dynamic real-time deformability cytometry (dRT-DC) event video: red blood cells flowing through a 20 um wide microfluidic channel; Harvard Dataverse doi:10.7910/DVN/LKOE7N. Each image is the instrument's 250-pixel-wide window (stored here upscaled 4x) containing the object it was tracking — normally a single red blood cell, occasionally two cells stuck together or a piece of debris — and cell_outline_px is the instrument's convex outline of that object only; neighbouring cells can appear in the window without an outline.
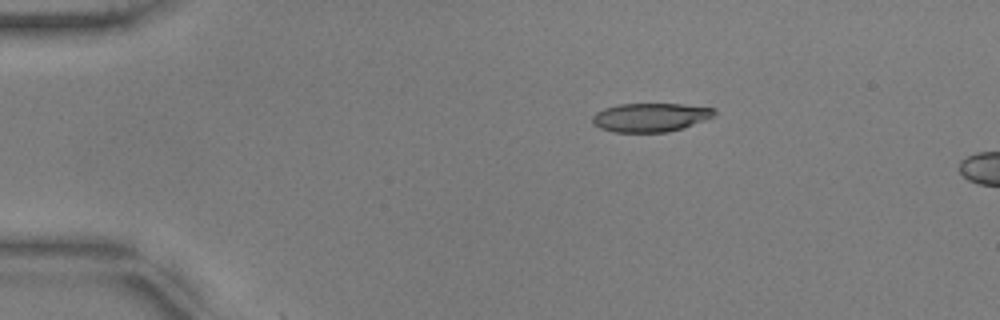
{"species": "common noctule bat (a hibernating species)", "species_latin": "Nyctalus noctula", "temperature_condition": "warm", "stored_images_in_passage": 5, "camera_frame_rate_fps": 3000, "um_per_image_px": 0.085, "animal": {"sex": "male", "body_mass_g": 17.9, "forearm_length_mm": 54.2}, "frame": {"image": 1, "passage_image": 1, "time_ms": 0.0, "image_size_px": [1000, 320], "cell_outline_px": [[716, 116], [668, 132], [612, 132], [600, 128], [592, 124], [592, 116], [596, 112], [604, 108], [620, 104], [684, 104], [716, 108]], "centroid_in_image_um": [55.27, 9.97], "position_along_channel_um": 29.7, "area_um2": 20.46}}